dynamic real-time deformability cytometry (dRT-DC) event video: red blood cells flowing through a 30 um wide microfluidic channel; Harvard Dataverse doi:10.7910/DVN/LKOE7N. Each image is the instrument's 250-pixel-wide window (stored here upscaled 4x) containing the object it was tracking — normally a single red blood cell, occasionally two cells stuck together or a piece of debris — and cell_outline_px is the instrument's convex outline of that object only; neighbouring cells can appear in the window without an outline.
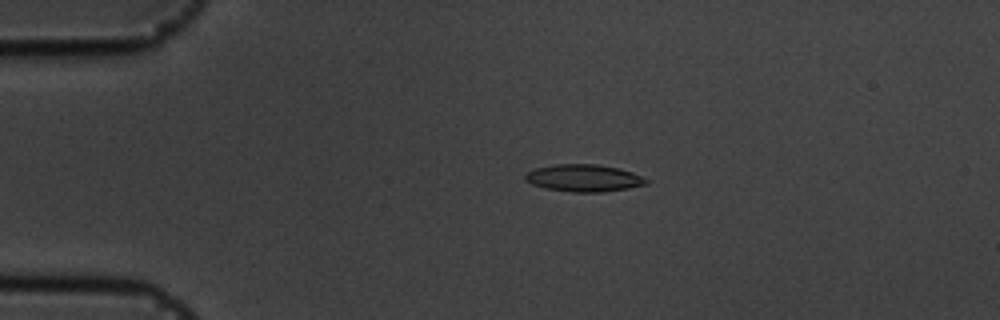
{"species": "common noctule bat (a hibernating species)", "species_latin": "Nyctalus noctula", "temperature_condition": "cold", "stored_images_in_passage": 55, "camera_frame_rate_fps": 3000, "um_per_image_px": 0.085, "animal": {"sex": "male", "body_mass_g": 19.5, "forearm_length_mm": 54.6}, "frame": {"image": 1, "passage_image": 11, "time_ms": 3.333, "image_size_px": [1000, 320], "cell_outline_px": [[648, 184], [628, 188], [604, 192], [572, 192], [544, 188], [532, 184], [524, 180], [524, 176], [528, 172], [536, 168], [552, 164], [596, 164], [620, 168], [632, 172], [648, 180]], "centroid_in_image_um": [49.61, 15.13], "position_along_channel_um": 35.4, "area_um2": 19.25}}
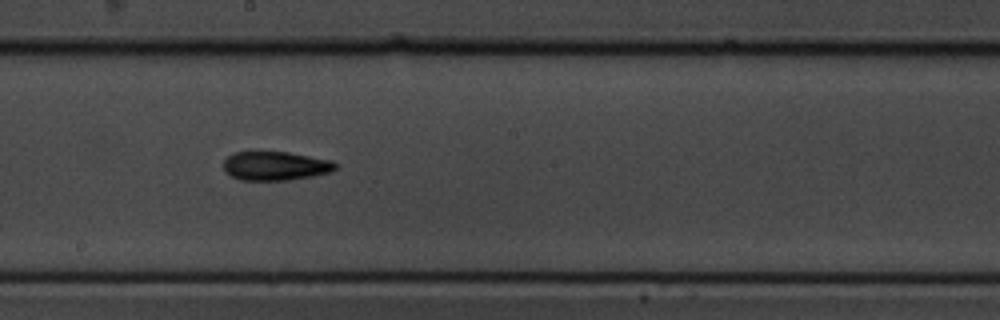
{"frame": {"image": 2, "passage_image": 30, "time_ms": 9.667, "image_size_px": [1000, 320], "cell_outline_px": [[336, 168], [332, 172], [312, 176], [288, 180], [240, 180], [224, 172], [224, 160], [228, 156], [236, 152], [288, 152], [332, 160], [336, 164]], "centroid_in_image_um": [23.41, 14.1], "position_along_channel_um": 224.8, "area_um2": 18.84}}
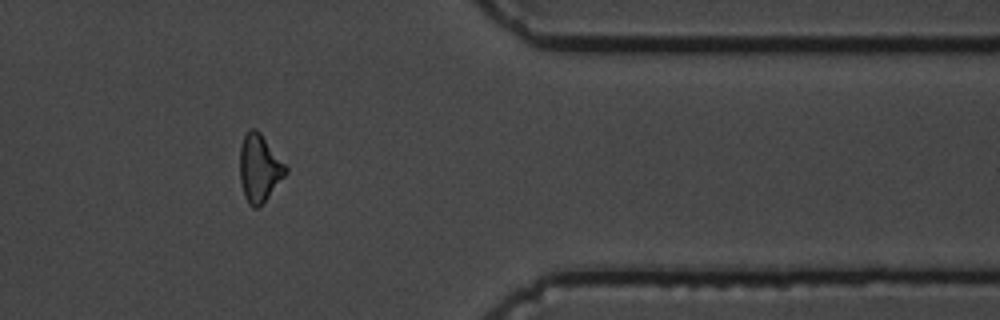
{"frame": {"image": 3, "passage_image": 45, "time_ms": 14.667, "image_size_px": [1000, 320], "cell_outline_px": [[288, 172], [268, 196], [256, 208], [252, 208], [248, 204], [244, 196], [240, 180], [240, 148], [244, 136], [248, 128], [256, 128], [260, 132], [288, 168]], "centroid_in_image_um": [22.03, 14.27], "position_along_channel_um": 389.4, "area_um2": 17.86}, "authors_computed_cell_mechanics": {"area_um2": 18.1492, "velocity_mm_per_s": 3.6375, "shape_relaxation_time_tau1_ms": 4.1739, "shape_relaxation_time_tau2_ms": 4.8489, "deformation_change_tau1": 0.1339, "deformation_change_tau2": 0.1396}}